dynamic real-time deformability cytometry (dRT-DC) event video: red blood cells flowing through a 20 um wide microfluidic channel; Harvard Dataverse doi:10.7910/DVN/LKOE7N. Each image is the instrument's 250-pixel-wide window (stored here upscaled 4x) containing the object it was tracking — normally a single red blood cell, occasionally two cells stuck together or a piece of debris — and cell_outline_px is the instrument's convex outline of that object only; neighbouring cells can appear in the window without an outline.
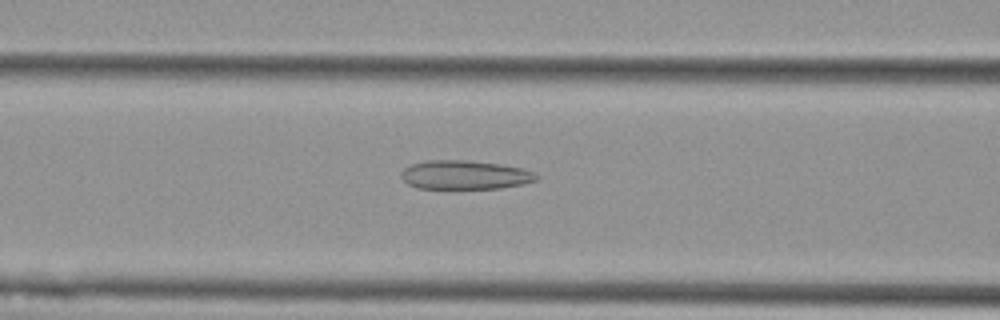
{"species": "Egyptian fruit bat (a non-hibernating species)", "species_latin": "Rousettus aegyptiacus", "temperature_condition": "cold", "stored_images_in_passage": 40, "camera_frame_rate_fps": 3000, "um_per_image_px": 0.085, "animal": {"sex": "female"}, "frame": {"image": 1, "passage_image": 12, "time_ms": 3.667, "image_size_px": [1000, 320], "cell_outline_px": [[540, 176], [536, 180], [524, 184], [500, 188], [416, 188], [408, 184], [400, 176], [404, 168], [412, 164], [424, 160], [468, 160], [500, 164], [520, 168], [532, 172]], "centroid_in_image_um": [39.49, 14.86], "position_along_channel_um": 127.1, "area_um2": 22.72}}
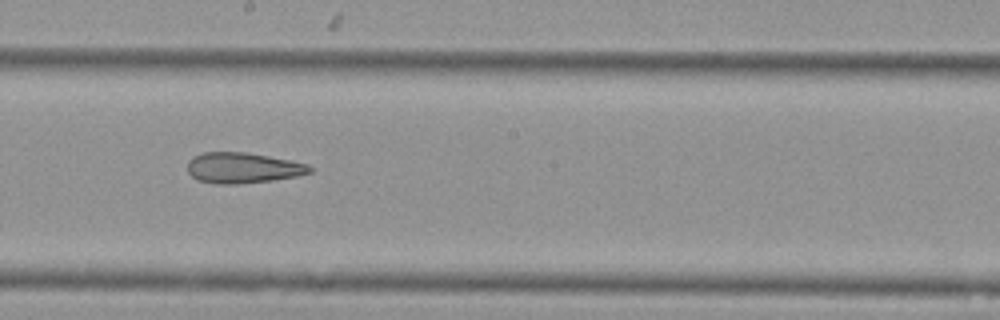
{"frame": {"image": 2, "passage_image": 20, "time_ms": 6.333, "image_size_px": [1000, 320], "cell_outline_px": [[312, 172], [296, 176], [272, 180], [236, 184], [216, 184], [196, 180], [188, 172], [188, 160], [192, 156], [204, 152], [244, 152], [292, 160], [308, 164], [312, 168]], "centroid_in_image_um": [20.62, 14.27], "position_along_channel_um": 227.6, "area_um2": 21.91}}
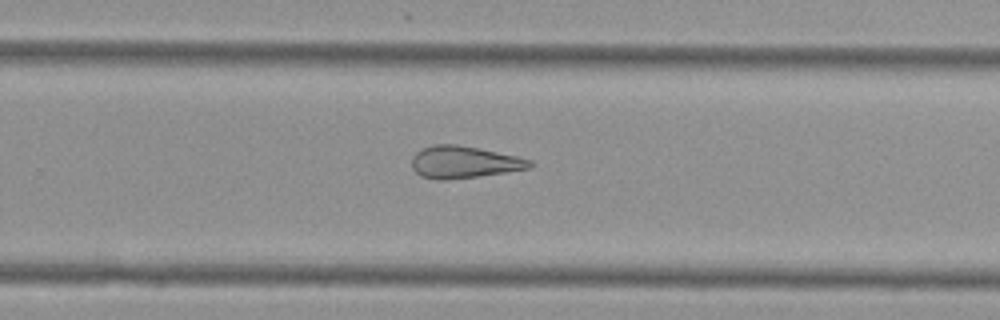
{"frame": {"image": 3, "passage_image": 25, "time_ms": 8.0, "image_size_px": [1000, 320], "cell_outline_px": [[536, 164], [532, 168], [476, 176], [444, 180], [436, 180], [420, 176], [412, 168], [412, 156], [420, 148], [432, 144], [456, 144], [480, 148], [516, 156], [532, 160]], "centroid_in_image_um": [39.42, 13.77], "position_along_channel_um": 290.4, "area_um2": 22.25}, "authors_computed_cell_mechanics": {"area_um2": 22.1952, "velocity_mm_per_s": 3.7738, "shape_relaxation_time_tau1_ms": null, "shape_relaxation_time_tau2_ms": 5.9526, "deformation_change_tau1": null, "deformation_change_tau2": 0.1915}}